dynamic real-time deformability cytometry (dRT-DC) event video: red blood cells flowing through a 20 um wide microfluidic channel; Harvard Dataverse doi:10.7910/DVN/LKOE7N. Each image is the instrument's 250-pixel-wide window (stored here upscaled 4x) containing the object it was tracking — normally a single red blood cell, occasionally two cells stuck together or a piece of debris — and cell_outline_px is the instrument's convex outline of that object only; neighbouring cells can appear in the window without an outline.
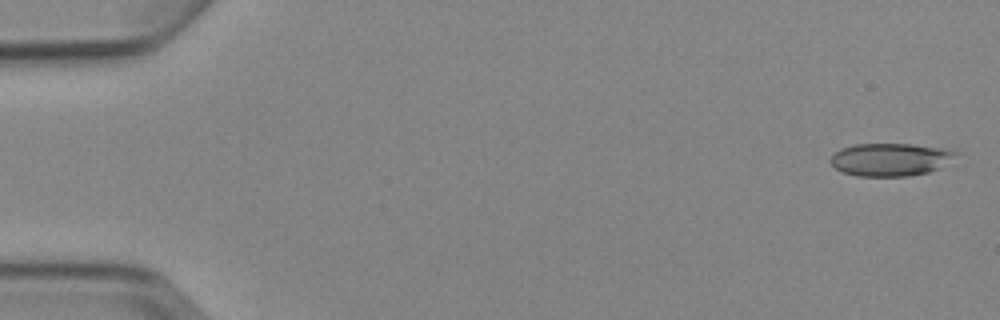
{"species": "Egyptian fruit bat (a non-hibernating species)", "species_latin": "Rousettus aegyptiacus", "temperature_condition": "cold", "stored_images_in_passage": 4, "camera_frame_rate_fps": 3000, "um_per_image_px": 0.085, "animal": {"sex": "female"}, "frame": {"image": 1, "passage_image": 1, "time_ms": 0.0, "image_size_px": [1000, 320], "cell_outline_px": [[960, 152], [940, 168], [928, 172], [908, 176], [856, 176], [840, 172], [828, 160], [840, 148], [852, 144], [912, 144], [944, 148]], "centroid_in_image_um": [75.65, 13.55], "position_along_channel_um": 9.3, "area_um2": 24.1}}
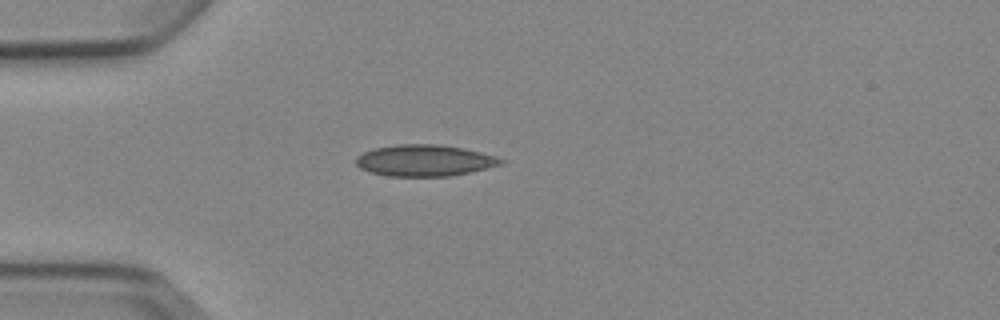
{"frame": {"image": 2, "passage_image": 4, "time_ms": 4.333, "image_size_px": [1000, 320], "cell_outline_px": [[508, 160], [504, 164], [452, 176], [388, 176], [368, 172], [360, 168], [356, 164], [356, 156], [364, 152], [376, 148], [396, 144], [440, 144], [464, 148], [496, 156]], "centroid_in_image_um": [36.12, 13.64], "position_along_channel_um": 48.9, "area_um2": 26.76}}